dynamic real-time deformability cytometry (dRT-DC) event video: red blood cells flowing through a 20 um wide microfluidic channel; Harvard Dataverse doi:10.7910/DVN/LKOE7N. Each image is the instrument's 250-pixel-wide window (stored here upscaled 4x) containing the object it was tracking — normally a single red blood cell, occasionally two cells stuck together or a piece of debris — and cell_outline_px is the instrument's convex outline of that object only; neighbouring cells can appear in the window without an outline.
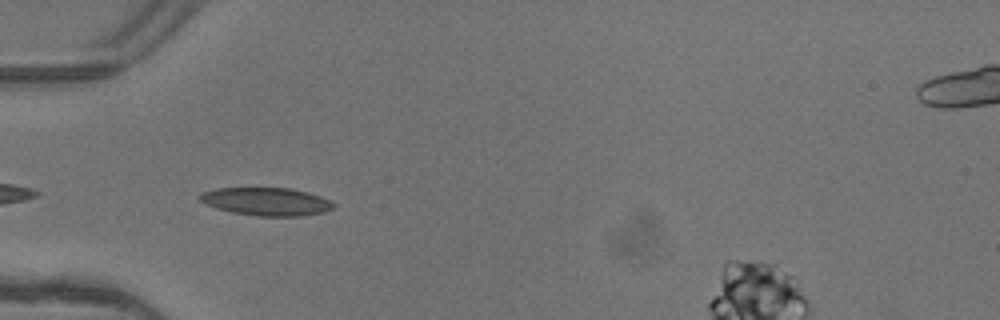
{"species": "common noctule bat (a hibernating species)", "species_latin": "Nyctalus noctula", "temperature_condition": "warm", "stored_images_in_passage": 7, "camera_frame_rate_fps": 3000, "um_per_image_px": 0.085, "animal": {"sex": "female"}, "frame": {"image": 1, "passage_image": 5, "time_ms": 1.333, "image_size_px": [1000, 320], "cell_outline_px": [[336, 204], [332, 208], [324, 212], [300, 216], [256, 216], [232, 212], [216, 208], [204, 204], [196, 196], [200, 192], [216, 188], [292, 188], [308, 192], [332, 200]], "centroid_in_image_um": [22.62, 17.12], "position_along_channel_um": 62.4, "area_um2": 22.08}}
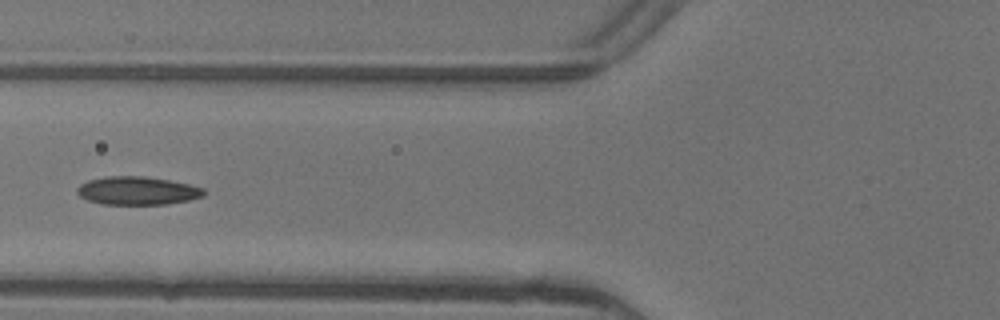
{"frame": {"image": 2, "passage_image": 6, "time_ms": 1.667, "image_size_px": [1000, 320], "cell_outline_px": [[204, 196], [188, 200], [168, 204], [100, 204], [88, 200], [80, 196], [76, 192], [76, 188], [80, 184], [88, 180], [108, 176], [144, 176], [168, 180], [188, 184], [204, 188]], "centroid_in_image_um": [11.65, 16.21], "position_along_channel_um": 114.1, "area_um2": 20.81}}
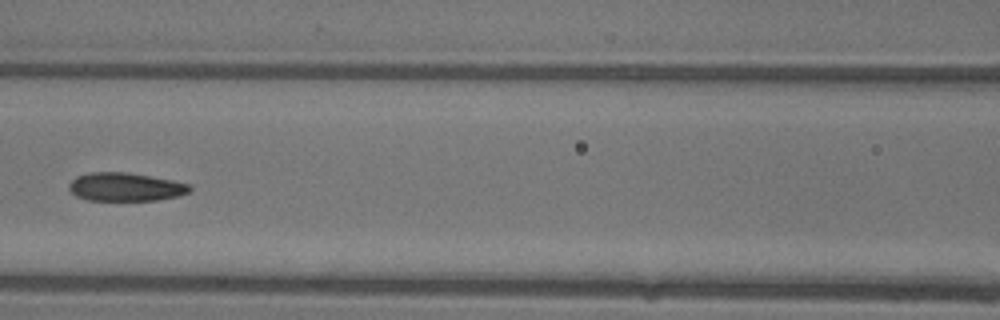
{"frame": {"image": 3, "passage_image": 7, "time_ms": 2.0, "image_size_px": [1000, 320], "cell_outline_px": [[192, 188], [188, 192], [180, 196], [156, 200], [88, 200], [76, 196], [68, 188], [68, 184], [76, 176], [88, 172], [124, 172], [172, 180], [188, 184]], "centroid_in_image_um": [10.63, 15.89], "position_along_channel_um": 156.0, "area_um2": 19.88}}